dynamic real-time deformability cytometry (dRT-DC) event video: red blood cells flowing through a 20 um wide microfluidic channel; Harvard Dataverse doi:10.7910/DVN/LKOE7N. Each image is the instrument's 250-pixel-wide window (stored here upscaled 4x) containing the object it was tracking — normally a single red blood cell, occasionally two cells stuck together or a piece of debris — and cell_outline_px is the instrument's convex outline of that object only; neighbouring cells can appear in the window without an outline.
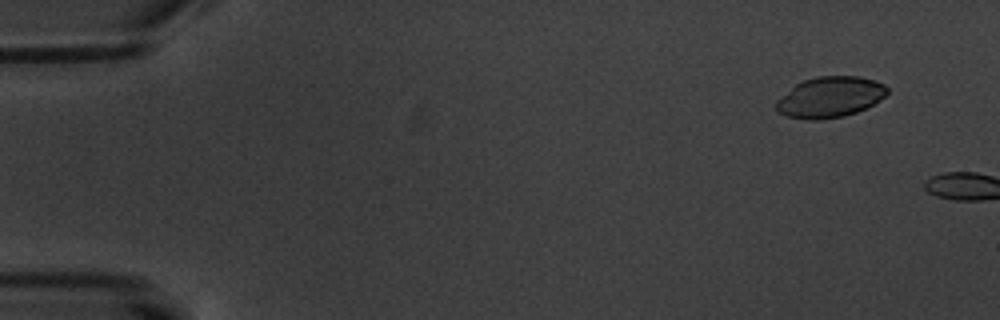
{"species": "common noctule bat (a hibernating species)", "species_latin": "Nyctalus noctula", "temperature_condition": "warm", "stored_images_in_passage": 3, "camera_frame_rate_fps": 3000, "um_per_image_px": 0.085, "animal": {"sex": "male", "body_mass_g": 20.1, "forearm_length_mm": 53.5}, "frame": {"image": 1, "passage_image": 2, "time_ms": 1.0, "image_size_px": [1000, 320], "cell_outline_px": [[888, 92], [880, 100], [856, 112], [844, 116], [820, 120], [808, 120], [784, 116], [776, 108], [776, 100], [796, 84], [804, 80], [816, 76], [860, 76], [884, 84], [888, 88]], "centroid_in_image_um": [70.53, 8.26], "position_along_channel_um": 14.5, "area_um2": 26.3}}